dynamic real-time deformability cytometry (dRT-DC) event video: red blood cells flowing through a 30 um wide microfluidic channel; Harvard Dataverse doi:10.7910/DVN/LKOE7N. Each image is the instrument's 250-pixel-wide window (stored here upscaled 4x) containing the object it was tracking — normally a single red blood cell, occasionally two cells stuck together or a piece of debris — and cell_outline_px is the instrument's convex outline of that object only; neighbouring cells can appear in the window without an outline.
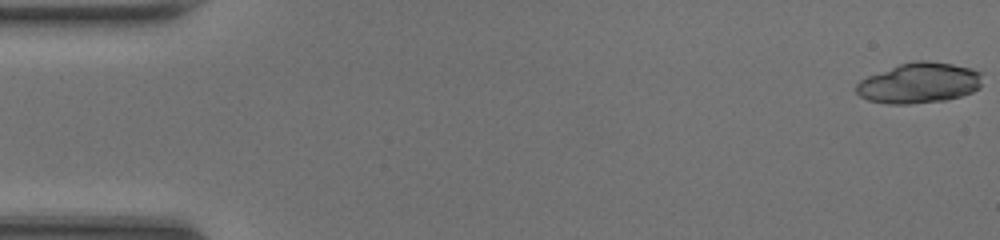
{"species": "common noctule bat (a hibernating species)", "species_latin": "Nyctalus noctula", "temperature_condition": "room temperature", "stored_images_in_passage": 47, "camera_frame_rate_fps": 3000, "um_per_image_px": 0.085, "animal": {"sex": "female", "body_mass_g": 20.0, "forearm_length_mm": 54.0}, "frame": {"image": 1, "passage_image": 1, "time_ms": 0.0, "image_size_px": [1000, 240], "cell_outline_px": [[980, 88], [972, 92], [960, 96], [944, 100], [912, 104], [888, 104], [868, 100], [860, 96], [856, 92], [856, 84], [860, 80], [868, 76], [900, 64], [916, 60], [928, 60], [952, 64], [972, 68], [980, 72]], "centroid_in_image_um": [78.12, 7.05], "position_along_channel_um": 6.9, "area_um2": 29.65}}
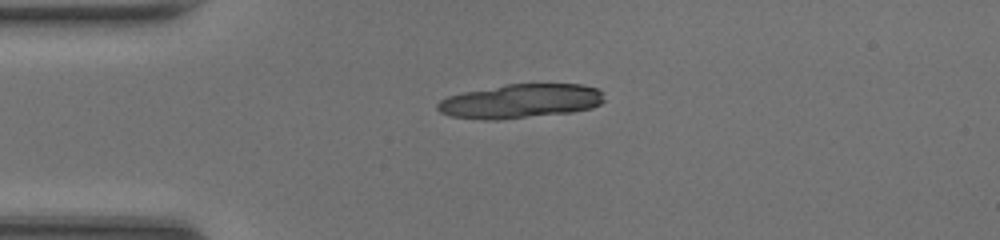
{"frame": {"image": 2, "passage_image": 12, "time_ms": 3.667, "image_size_px": [1000, 240], "cell_outline_px": [[604, 100], [600, 104], [592, 108], [572, 112], [500, 120], [484, 120], [448, 116], [440, 112], [436, 108], [436, 104], [440, 100], [448, 96], [464, 92], [508, 84], [584, 84], [600, 88], [604, 92]], "centroid_in_image_um": [44.27, 8.6], "position_along_channel_um": 40.7, "area_um2": 33.52}}
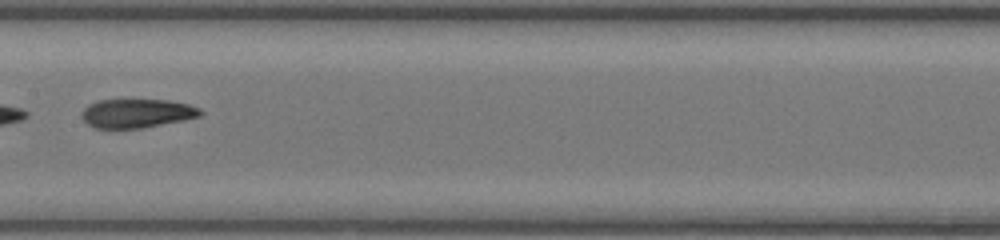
{"frame": {"image": 3, "passage_image": 25, "time_ms": 8.0, "image_size_px": [1000, 240], "cell_outline_px": [[204, 112], [200, 116], [184, 120], [140, 128], [96, 128], [88, 124], [80, 116], [80, 112], [88, 104], [96, 100], [168, 100], [188, 104], [200, 108]], "centroid_in_image_um": [11.61, 9.62], "position_along_channel_um": 195.8, "area_um2": 20.0}, "authors_computed_cell_mechanics": {"area_um2": 21.2126, "velocity_mm_per_s": 4.3222, "shape_relaxation_time_tau1_ms": null, "shape_relaxation_time_tau2_ms": 3.0759, "deformation_change_tau1": null, "deformation_change_tau2": 0.0779}}